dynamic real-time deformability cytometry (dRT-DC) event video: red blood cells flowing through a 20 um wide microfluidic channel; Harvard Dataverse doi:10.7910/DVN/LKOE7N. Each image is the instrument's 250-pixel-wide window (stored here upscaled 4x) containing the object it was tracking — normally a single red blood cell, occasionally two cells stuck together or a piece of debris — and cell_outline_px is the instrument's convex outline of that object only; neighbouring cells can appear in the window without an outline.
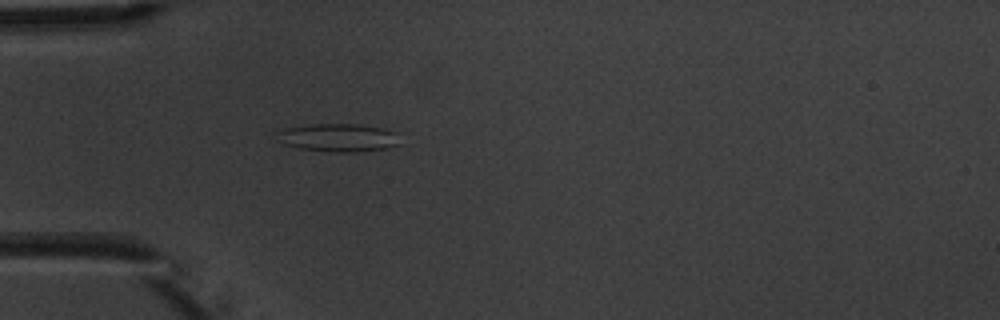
{"species": "common noctule bat (a hibernating species)", "species_latin": "Nyctalus noctula", "temperature_condition": "warm", "stored_images_in_passage": 4, "camera_frame_rate_fps": 3000, "um_per_image_px": 0.085, "animal": {"sex": "male", "body_mass_g": 20.1, "forearm_length_mm": 53.5}, "frame": {"image": 1, "passage_image": 4, "time_ms": 3.667, "image_size_px": [1000, 320], "cell_outline_px": [[400, 144], [384, 148], [356, 152], [332, 152], [300, 148], [284, 144], [280, 140], [276, 132], [288, 128], [312, 124], [356, 124], [384, 128], [396, 132]], "centroid_in_image_um": [28.79, 11.7], "position_along_channel_um": 56.2, "area_um2": 19.88}}